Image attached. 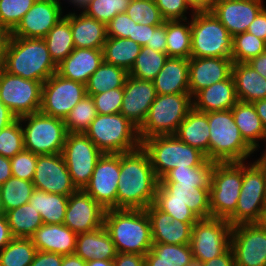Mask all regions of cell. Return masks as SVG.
<instances>
[{"label":"cell","mask_w":266,"mask_h":266,"mask_svg":"<svg viewBox=\"0 0 266 266\" xmlns=\"http://www.w3.org/2000/svg\"><path fill=\"white\" fill-rule=\"evenodd\" d=\"M119 177L117 209H146L154 202L159 179L142 146L120 153Z\"/></svg>","instance_id":"cell-1"},{"label":"cell","mask_w":266,"mask_h":266,"mask_svg":"<svg viewBox=\"0 0 266 266\" xmlns=\"http://www.w3.org/2000/svg\"><path fill=\"white\" fill-rule=\"evenodd\" d=\"M2 68L9 74L42 83L57 72L43 38L11 36Z\"/></svg>","instance_id":"cell-2"},{"label":"cell","mask_w":266,"mask_h":266,"mask_svg":"<svg viewBox=\"0 0 266 266\" xmlns=\"http://www.w3.org/2000/svg\"><path fill=\"white\" fill-rule=\"evenodd\" d=\"M104 228L118 253L146 255L153 245L151 224L145 209H108Z\"/></svg>","instance_id":"cell-3"},{"label":"cell","mask_w":266,"mask_h":266,"mask_svg":"<svg viewBox=\"0 0 266 266\" xmlns=\"http://www.w3.org/2000/svg\"><path fill=\"white\" fill-rule=\"evenodd\" d=\"M209 160L215 163L245 162L254 150L245 142L231 109L208 113Z\"/></svg>","instance_id":"cell-4"},{"label":"cell","mask_w":266,"mask_h":266,"mask_svg":"<svg viewBox=\"0 0 266 266\" xmlns=\"http://www.w3.org/2000/svg\"><path fill=\"white\" fill-rule=\"evenodd\" d=\"M151 166L160 180L173 168L202 166L208 159L198 149L179 140L175 135H157L141 142Z\"/></svg>","instance_id":"cell-5"},{"label":"cell","mask_w":266,"mask_h":266,"mask_svg":"<svg viewBox=\"0 0 266 266\" xmlns=\"http://www.w3.org/2000/svg\"><path fill=\"white\" fill-rule=\"evenodd\" d=\"M103 154H120L141 146L139 129L121 113L97 114L84 133Z\"/></svg>","instance_id":"cell-6"},{"label":"cell","mask_w":266,"mask_h":266,"mask_svg":"<svg viewBox=\"0 0 266 266\" xmlns=\"http://www.w3.org/2000/svg\"><path fill=\"white\" fill-rule=\"evenodd\" d=\"M266 211V164L243 162V182L235 212L227 219L231 226L262 223Z\"/></svg>","instance_id":"cell-7"},{"label":"cell","mask_w":266,"mask_h":266,"mask_svg":"<svg viewBox=\"0 0 266 266\" xmlns=\"http://www.w3.org/2000/svg\"><path fill=\"white\" fill-rule=\"evenodd\" d=\"M190 57L231 58L233 37L210 10L191 14Z\"/></svg>","instance_id":"cell-8"},{"label":"cell","mask_w":266,"mask_h":266,"mask_svg":"<svg viewBox=\"0 0 266 266\" xmlns=\"http://www.w3.org/2000/svg\"><path fill=\"white\" fill-rule=\"evenodd\" d=\"M191 109L190 93L157 94L146 120L139 129L141 142L157 135H174Z\"/></svg>","instance_id":"cell-9"},{"label":"cell","mask_w":266,"mask_h":266,"mask_svg":"<svg viewBox=\"0 0 266 266\" xmlns=\"http://www.w3.org/2000/svg\"><path fill=\"white\" fill-rule=\"evenodd\" d=\"M18 119L24 127L25 150L37 155L62 152L68 134L63 119L48 116L41 112L25 115ZM22 122L25 123V126Z\"/></svg>","instance_id":"cell-10"},{"label":"cell","mask_w":266,"mask_h":266,"mask_svg":"<svg viewBox=\"0 0 266 266\" xmlns=\"http://www.w3.org/2000/svg\"><path fill=\"white\" fill-rule=\"evenodd\" d=\"M243 182V162L215 163L210 184L211 217L228 219L236 210Z\"/></svg>","instance_id":"cell-11"},{"label":"cell","mask_w":266,"mask_h":266,"mask_svg":"<svg viewBox=\"0 0 266 266\" xmlns=\"http://www.w3.org/2000/svg\"><path fill=\"white\" fill-rule=\"evenodd\" d=\"M232 226L227 219H199L192 227L190 246L194 261L206 262L231 247Z\"/></svg>","instance_id":"cell-12"},{"label":"cell","mask_w":266,"mask_h":266,"mask_svg":"<svg viewBox=\"0 0 266 266\" xmlns=\"http://www.w3.org/2000/svg\"><path fill=\"white\" fill-rule=\"evenodd\" d=\"M42 84L9 74L0 68V101L17 119L40 112Z\"/></svg>","instance_id":"cell-13"},{"label":"cell","mask_w":266,"mask_h":266,"mask_svg":"<svg viewBox=\"0 0 266 266\" xmlns=\"http://www.w3.org/2000/svg\"><path fill=\"white\" fill-rule=\"evenodd\" d=\"M61 154L73 185L84 190L103 153L85 134L68 133Z\"/></svg>","instance_id":"cell-14"},{"label":"cell","mask_w":266,"mask_h":266,"mask_svg":"<svg viewBox=\"0 0 266 266\" xmlns=\"http://www.w3.org/2000/svg\"><path fill=\"white\" fill-rule=\"evenodd\" d=\"M85 95V84L54 73L42 84L40 112L65 120L71 109Z\"/></svg>","instance_id":"cell-15"},{"label":"cell","mask_w":266,"mask_h":266,"mask_svg":"<svg viewBox=\"0 0 266 266\" xmlns=\"http://www.w3.org/2000/svg\"><path fill=\"white\" fill-rule=\"evenodd\" d=\"M231 249L235 266H266V226L263 223L233 226Z\"/></svg>","instance_id":"cell-16"},{"label":"cell","mask_w":266,"mask_h":266,"mask_svg":"<svg viewBox=\"0 0 266 266\" xmlns=\"http://www.w3.org/2000/svg\"><path fill=\"white\" fill-rule=\"evenodd\" d=\"M120 154H103L84 190L105 210L117 209Z\"/></svg>","instance_id":"cell-17"},{"label":"cell","mask_w":266,"mask_h":266,"mask_svg":"<svg viewBox=\"0 0 266 266\" xmlns=\"http://www.w3.org/2000/svg\"><path fill=\"white\" fill-rule=\"evenodd\" d=\"M32 183L35 189L64 196L77 190L61 153L37 156Z\"/></svg>","instance_id":"cell-18"},{"label":"cell","mask_w":266,"mask_h":266,"mask_svg":"<svg viewBox=\"0 0 266 266\" xmlns=\"http://www.w3.org/2000/svg\"><path fill=\"white\" fill-rule=\"evenodd\" d=\"M105 211L85 190L77 189L68 197L63 224L76 234L91 232L103 226Z\"/></svg>","instance_id":"cell-19"},{"label":"cell","mask_w":266,"mask_h":266,"mask_svg":"<svg viewBox=\"0 0 266 266\" xmlns=\"http://www.w3.org/2000/svg\"><path fill=\"white\" fill-rule=\"evenodd\" d=\"M62 11L60 1L36 0L17 27L11 32V36L44 38L57 22L64 17Z\"/></svg>","instance_id":"cell-20"},{"label":"cell","mask_w":266,"mask_h":266,"mask_svg":"<svg viewBox=\"0 0 266 266\" xmlns=\"http://www.w3.org/2000/svg\"><path fill=\"white\" fill-rule=\"evenodd\" d=\"M264 0H215L209 9L234 37L247 31L257 14L265 7Z\"/></svg>","instance_id":"cell-21"},{"label":"cell","mask_w":266,"mask_h":266,"mask_svg":"<svg viewBox=\"0 0 266 266\" xmlns=\"http://www.w3.org/2000/svg\"><path fill=\"white\" fill-rule=\"evenodd\" d=\"M123 91L120 113L140 129L147 118L151 104L157 96L154 83L129 75Z\"/></svg>","instance_id":"cell-22"},{"label":"cell","mask_w":266,"mask_h":266,"mask_svg":"<svg viewBox=\"0 0 266 266\" xmlns=\"http://www.w3.org/2000/svg\"><path fill=\"white\" fill-rule=\"evenodd\" d=\"M232 66V58L190 57L189 93L191 97L216 82L228 79L232 75Z\"/></svg>","instance_id":"cell-23"},{"label":"cell","mask_w":266,"mask_h":266,"mask_svg":"<svg viewBox=\"0 0 266 266\" xmlns=\"http://www.w3.org/2000/svg\"><path fill=\"white\" fill-rule=\"evenodd\" d=\"M151 224L153 243L190 244L192 227L195 223H186L170 217L153 203L146 209Z\"/></svg>","instance_id":"cell-24"},{"label":"cell","mask_w":266,"mask_h":266,"mask_svg":"<svg viewBox=\"0 0 266 266\" xmlns=\"http://www.w3.org/2000/svg\"><path fill=\"white\" fill-rule=\"evenodd\" d=\"M103 62L102 49L74 48L57 65V74L63 78L86 84L89 77Z\"/></svg>","instance_id":"cell-25"},{"label":"cell","mask_w":266,"mask_h":266,"mask_svg":"<svg viewBox=\"0 0 266 266\" xmlns=\"http://www.w3.org/2000/svg\"><path fill=\"white\" fill-rule=\"evenodd\" d=\"M155 195H170V201L183 202L199 219L211 217L210 188L178 185V182H159Z\"/></svg>","instance_id":"cell-26"},{"label":"cell","mask_w":266,"mask_h":266,"mask_svg":"<svg viewBox=\"0 0 266 266\" xmlns=\"http://www.w3.org/2000/svg\"><path fill=\"white\" fill-rule=\"evenodd\" d=\"M77 235L64 224H42L30 239L38 251L71 255L75 252Z\"/></svg>","instance_id":"cell-27"},{"label":"cell","mask_w":266,"mask_h":266,"mask_svg":"<svg viewBox=\"0 0 266 266\" xmlns=\"http://www.w3.org/2000/svg\"><path fill=\"white\" fill-rule=\"evenodd\" d=\"M238 97L232 75L220 82L204 88L192 97V108L196 111L209 113L231 109Z\"/></svg>","instance_id":"cell-28"},{"label":"cell","mask_w":266,"mask_h":266,"mask_svg":"<svg viewBox=\"0 0 266 266\" xmlns=\"http://www.w3.org/2000/svg\"><path fill=\"white\" fill-rule=\"evenodd\" d=\"M153 83L158 95L189 93V59L168 57Z\"/></svg>","instance_id":"cell-29"},{"label":"cell","mask_w":266,"mask_h":266,"mask_svg":"<svg viewBox=\"0 0 266 266\" xmlns=\"http://www.w3.org/2000/svg\"><path fill=\"white\" fill-rule=\"evenodd\" d=\"M69 23L75 48L103 49L106 42V25L86 15L69 13Z\"/></svg>","instance_id":"cell-30"},{"label":"cell","mask_w":266,"mask_h":266,"mask_svg":"<svg viewBox=\"0 0 266 266\" xmlns=\"http://www.w3.org/2000/svg\"><path fill=\"white\" fill-rule=\"evenodd\" d=\"M117 250L110 235L104 226L77 235V242L74 254L85 262L98 260H114Z\"/></svg>","instance_id":"cell-31"},{"label":"cell","mask_w":266,"mask_h":266,"mask_svg":"<svg viewBox=\"0 0 266 266\" xmlns=\"http://www.w3.org/2000/svg\"><path fill=\"white\" fill-rule=\"evenodd\" d=\"M208 113L191 109L174 134L179 140L198 149L209 160Z\"/></svg>","instance_id":"cell-32"},{"label":"cell","mask_w":266,"mask_h":266,"mask_svg":"<svg viewBox=\"0 0 266 266\" xmlns=\"http://www.w3.org/2000/svg\"><path fill=\"white\" fill-rule=\"evenodd\" d=\"M239 101L250 102L266 99V79L248 63H235L232 66Z\"/></svg>","instance_id":"cell-33"},{"label":"cell","mask_w":266,"mask_h":266,"mask_svg":"<svg viewBox=\"0 0 266 266\" xmlns=\"http://www.w3.org/2000/svg\"><path fill=\"white\" fill-rule=\"evenodd\" d=\"M234 122L239 128L245 142L254 150H258L259 140H264L266 130L253 103L238 101L232 108Z\"/></svg>","instance_id":"cell-34"},{"label":"cell","mask_w":266,"mask_h":266,"mask_svg":"<svg viewBox=\"0 0 266 266\" xmlns=\"http://www.w3.org/2000/svg\"><path fill=\"white\" fill-rule=\"evenodd\" d=\"M68 197L34 189L29 203L40 213L43 224H63Z\"/></svg>","instance_id":"cell-35"},{"label":"cell","mask_w":266,"mask_h":266,"mask_svg":"<svg viewBox=\"0 0 266 266\" xmlns=\"http://www.w3.org/2000/svg\"><path fill=\"white\" fill-rule=\"evenodd\" d=\"M141 46L129 38L107 37L103 45V61L128 72L133 67Z\"/></svg>","instance_id":"cell-36"},{"label":"cell","mask_w":266,"mask_h":266,"mask_svg":"<svg viewBox=\"0 0 266 266\" xmlns=\"http://www.w3.org/2000/svg\"><path fill=\"white\" fill-rule=\"evenodd\" d=\"M128 76L129 72L124 68L103 61L85 84L86 94H100L123 88Z\"/></svg>","instance_id":"cell-37"},{"label":"cell","mask_w":266,"mask_h":266,"mask_svg":"<svg viewBox=\"0 0 266 266\" xmlns=\"http://www.w3.org/2000/svg\"><path fill=\"white\" fill-rule=\"evenodd\" d=\"M13 238H30L43 224L40 213L30 203L5 212Z\"/></svg>","instance_id":"cell-38"},{"label":"cell","mask_w":266,"mask_h":266,"mask_svg":"<svg viewBox=\"0 0 266 266\" xmlns=\"http://www.w3.org/2000/svg\"><path fill=\"white\" fill-rule=\"evenodd\" d=\"M188 22L187 24L183 23ZM166 54L189 59L191 55V19L166 20Z\"/></svg>","instance_id":"cell-39"},{"label":"cell","mask_w":266,"mask_h":266,"mask_svg":"<svg viewBox=\"0 0 266 266\" xmlns=\"http://www.w3.org/2000/svg\"><path fill=\"white\" fill-rule=\"evenodd\" d=\"M43 39L51 58L58 65L75 48L69 23V14L64 15Z\"/></svg>","instance_id":"cell-40"},{"label":"cell","mask_w":266,"mask_h":266,"mask_svg":"<svg viewBox=\"0 0 266 266\" xmlns=\"http://www.w3.org/2000/svg\"><path fill=\"white\" fill-rule=\"evenodd\" d=\"M193 261L190 244L153 243L145 255V262L167 263L171 266H188Z\"/></svg>","instance_id":"cell-41"},{"label":"cell","mask_w":266,"mask_h":266,"mask_svg":"<svg viewBox=\"0 0 266 266\" xmlns=\"http://www.w3.org/2000/svg\"><path fill=\"white\" fill-rule=\"evenodd\" d=\"M214 165L215 162L207 160L202 166L173 168L159 182H178V185H198V187L210 188Z\"/></svg>","instance_id":"cell-42"},{"label":"cell","mask_w":266,"mask_h":266,"mask_svg":"<svg viewBox=\"0 0 266 266\" xmlns=\"http://www.w3.org/2000/svg\"><path fill=\"white\" fill-rule=\"evenodd\" d=\"M168 55L142 46L136 61L129 71L131 77L153 81L164 66Z\"/></svg>","instance_id":"cell-43"},{"label":"cell","mask_w":266,"mask_h":266,"mask_svg":"<svg viewBox=\"0 0 266 266\" xmlns=\"http://www.w3.org/2000/svg\"><path fill=\"white\" fill-rule=\"evenodd\" d=\"M36 251L30 238H13L0 251V266H29Z\"/></svg>","instance_id":"cell-44"},{"label":"cell","mask_w":266,"mask_h":266,"mask_svg":"<svg viewBox=\"0 0 266 266\" xmlns=\"http://www.w3.org/2000/svg\"><path fill=\"white\" fill-rule=\"evenodd\" d=\"M34 189L32 181L11 176L0 186L5 212L29 203V199L31 198Z\"/></svg>","instance_id":"cell-45"},{"label":"cell","mask_w":266,"mask_h":266,"mask_svg":"<svg viewBox=\"0 0 266 266\" xmlns=\"http://www.w3.org/2000/svg\"><path fill=\"white\" fill-rule=\"evenodd\" d=\"M97 114L92 97L86 94L65 118L67 132L84 134Z\"/></svg>","instance_id":"cell-46"},{"label":"cell","mask_w":266,"mask_h":266,"mask_svg":"<svg viewBox=\"0 0 266 266\" xmlns=\"http://www.w3.org/2000/svg\"><path fill=\"white\" fill-rule=\"evenodd\" d=\"M265 51L266 42L247 31L233 37L231 58L235 63H247Z\"/></svg>","instance_id":"cell-47"},{"label":"cell","mask_w":266,"mask_h":266,"mask_svg":"<svg viewBox=\"0 0 266 266\" xmlns=\"http://www.w3.org/2000/svg\"><path fill=\"white\" fill-rule=\"evenodd\" d=\"M131 1L90 0L82 12L107 25L117 14L125 13Z\"/></svg>","instance_id":"cell-48"},{"label":"cell","mask_w":266,"mask_h":266,"mask_svg":"<svg viewBox=\"0 0 266 266\" xmlns=\"http://www.w3.org/2000/svg\"><path fill=\"white\" fill-rule=\"evenodd\" d=\"M125 13L142 25L159 26L165 22L155 0H132Z\"/></svg>","instance_id":"cell-49"},{"label":"cell","mask_w":266,"mask_h":266,"mask_svg":"<svg viewBox=\"0 0 266 266\" xmlns=\"http://www.w3.org/2000/svg\"><path fill=\"white\" fill-rule=\"evenodd\" d=\"M36 0H0V25L12 32Z\"/></svg>","instance_id":"cell-50"},{"label":"cell","mask_w":266,"mask_h":266,"mask_svg":"<svg viewBox=\"0 0 266 266\" xmlns=\"http://www.w3.org/2000/svg\"><path fill=\"white\" fill-rule=\"evenodd\" d=\"M24 150L23 127L19 119L0 131V155L13 158Z\"/></svg>","instance_id":"cell-51"},{"label":"cell","mask_w":266,"mask_h":266,"mask_svg":"<svg viewBox=\"0 0 266 266\" xmlns=\"http://www.w3.org/2000/svg\"><path fill=\"white\" fill-rule=\"evenodd\" d=\"M153 204L173 219L181 222L196 223L199 218L189 207L180 201H170V195H155Z\"/></svg>","instance_id":"cell-52"},{"label":"cell","mask_w":266,"mask_h":266,"mask_svg":"<svg viewBox=\"0 0 266 266\" xmlns=\"http://www.w3.org/2000/svg\"><path fill=\"white\" fill-rule=\"evenodd\" d=\"M87 95L92 97L98 114L110 115L120 113L124 95L123 88L108 90L100 94Z\"/></svg>","instance_id":"cell-53"},{"label":"cell","mask_w":266,"mask_h":266,"mask_svg":"<svg viewBox=\"0 0 266 266\" xmlns=\"http://www.w3.org/2000/svg\"><path fill=\"white\" fill-rule=\"evenodd\" d=\"M37 154L23 150L10 159L12 176L33 181L37 163Z\"/></svg>","instance_id":"cell-54"},{"label":"cell","mask_w":266,"mask_h":266,"mask_svg":"<svg viewBox=\"0 0 266 266\" xmlns=\"http://www.w3.org/2000/svg\"><path fill=\"white\" fill-rule=\"evenodd\" d=\"M162 17L166 20H187L185 13L191 8L192 13L195 10L186 0H155Z\"/></svg>","instance_id":"cell-55"},{"label":"cell","mask_w":266,"mask_h":266,"mask_svg":"<svg viewBox=\"0 0 266 266\" xmlns=\"http://www.w3.org/2000/svg\"><path fill=\"white\" fill-rule=\"evenodd\" d=\"M133 23H135L126 13L117 14L107 25V37L128 38L132 36Z\"/></svg>","instance_id":"cell-56"},{"label":"cell","mask_w":266,"mask_h":266,"mask_svg":"<svg viewBox=\"0 0 266 266\" xmlns=\"http://www.w3.org/2000/svg\"><path fill=\"white\" fill-rule=\"evenodd\" d=\"M158 26L142 25L140 23H133L132 39L134 42L138 43L141 47L145 45H151L152 33Z\"/></svg>","instance_id":"cell-57"},{"label":"cell","mask_w":266,"mask_h":266,"mask_svg":"<svg viewBox=\"0 0 266 266\" xmlns=\"http://www.w3.org/2000/svg\"><path fill=\"white\" fill-rule=\"evenodd\" d=\"M62 261L63 255L61 254L37 250L29 266H61Z\"/></svg>","instance_id":"cell-58"},{"label":"cell","mask_w":266,"mask_h":266,"mask_svg":"<svg viewBox=\"0 0 266 266\" xmlns=\"http://www.w3.org/2000/svg\"><path fill=\"white\" fill-rule=\"evenodd\" d=\"M113 266H145V256L137 253H117Z\"/></svg>","instance_id":"cell-59"},{"label":"cell","mask_w":266,"mask_h":266,"mask_svg":"<svg viewBox=\"0 0 266 266\" xmlns=\"http://www.w3.org/2000/svg\"><path fill=\"white\" fill-rule=\"evenodd\" d=\"M247 32L266 42V7H264L249 25Z\"/></svg>","instance_id":"cell-60"},{"label":"cell","mask_w":266,"mask_h":266,"mask_svg":"<svg viewBox=\"0 0 266 266\" xmlns=\"http://www.w3.org/2000/svg\"><path fill=\"white\" fill-rule=\"evenodd\" d=\"M155 51L166 53V21L152 33L151 45H145Z\"/></svg>","instance_id":"cell-61"},{"label":"cell","mask_w":266,"mask_h":266,"mask_svg":"<svg viewBox=\"0 0 266 266\" xmlns=\"http://www.w3.org/2000/svg\"><path fill=\"white\" fill-rule=\"evenodd\" d=\"M202 266H235L231 247L222 255L202 263Z\"/></svg>","instance_id":"cell-62"},{"label":"cell","mask_w":266,"mask_h":266,"mask_svg":"<svg viewBox=\"0 0 266 266\" xmlns=\"http://www.w3.org/2000/svg\"><path fill=\"white\" fill-rule=\"evenodd\" d=\"M13 239L6 216H0V251Z\"/></svg>","instance_id":"cell-63"},{"label":"cell","mask_w":266,"mask_h":266,"mask_svg":"<svg viewBox=\"0 0 266 266\" xmlns=\"http://www.w3.org/2000/svg\"><path fill=\"white\" fill-rule=\"evenodd\" d=\"M11 37V32L5 27L0 25V68L3 67L5 52L9 39Z\"/></svg>","instance_id":"cell-64"},{"label":"cell","mask_w":266,"mask_h":266,"mask_svg":"<svg viewBox=\"0 0 266 266\" xmlns=\"http://www.w3.org/2000/svg\"><path fill=\"white\" fill-rule=\"evenodd\" d=\"M247 63L266 79V51L252 58Z\"/></svg>","instance_id":"cell-65"},{"label":"cell","mask_w":266,"mask_h":266,"mask_svg":"<svg viewBox=\"0 0 266 266\" xmlns=\"http://www.w3.org/2000/svg\"><path fill=\"white\" fill-rule=\"evenodd\" d=\"M12 176L10 159L0 155V186Z\"/></svg>","instance_id":"cell-66"},{"label":"cell","mask_w":266,"mask_h":266,"mask_svg":"<svg viewBox=\"0 0 266 266\" xmlns=\"http://www.w3.org/2000/svg\"><path fill=\"white\" fill-rule=\"evenodd\" d=\"M16 119L9 108L0 101V126H9Z\"/></svg>","instance_id":"cell-67"},{"label":"cell","mask_w":266,"mask_h":266,"mask_svg":"<svg viewBox=\"0 0 266 266\" xmlns=\"http://www.w3.org/2000/svg\"><path fill=\"white\" fill-rule=\"evenodd\" d=\"M195 11L209 10L215 0H186Z\"/></svg>","instance_id":"cell-68"},{"label":"cell","mask_w":266,"mask_h":266,"mask_svg":"<svg viewBox=\"0 0 266 266\" xmlns=\"http://www.w3.org/2000/svg\"><path fill=\"white\" fill-rule=\"evenodd\" d=\"M253 105L266 130V99L254 101Z\"/></svg>","instance_id":"cell-69"},{"label":"cell","mask_w":266,"mask_h":266,"mask_svg":"<svg viewBox=\"0 0 266 266\" xmlns=\"http://www.w3.org/2000/svg\"><path fill=\"white\" fill-rule=\"evenodd\" d=\"M61 266H86V262L75 254L63 255Z\"/></svg>","instance_id":"cell-70"},{"label":"cell","mask_w":266,"mask_h":266,"mask_svg":"<svg viewBox=\"0 0 266 266\" xmlns=\"http://www.w3.org/2000/svg\"><path fill=\"white\" fill-rule=\"evenodd\" d=\"M86 266H113V260L94 259L86 262Z\"/></svg>","instance_id":"cell-71"},{"label":"cell","mask_w":266,"mask_h":266,"mask_svg":"<svg viewBox=\"0 0 266 266\" xmlns=\"http://www.w3.org/2000/svg\"><path fill=\"white\" fill-rule=\"evenodd\" d=\"M67 1L75 5V7L81 8L83 10L90 0H67Z\"/></svg>","instance_id":"cell-72"},{"label":"cell","mask_w":266,"mask_h":266,"mask_svg":"<svg viewBox=\"0 0 266 266\" xmlns=\"http://www.w3.org/2000/svg\"><path fill=\"white\" fill-rule=\"evenodd\" d=\"M145 266H171L167 263L145 262Z\"/></svg>","instance_id":"cell-73"},{"label":"cell","mask_w":266,"mask_h":266,"mask_svg":"<svg viewBox=\"0 0 266 266\" xmlns=\"http://www.w3.org/2000/svg\"><path fill=\"white\" fill-rule=\"evenodd\" d=\"M5 215V209L3 206V201H2V195H1V191H0V216Z\"/></svg>","instance_id":"cell-74"},{"label":"cell","mask_w":266,"mask_h":266,"mask_svg":"<svg viewBox=\"0 0 266 266\" xmlns=\"http://www.w3.org/2000/svg\"><path fill=\"white\" fill-rule=\"evenodd\" d=\"M265 142H266V137H265ZM258 161L261 162V163L266 164V149H265L263 155L260 156V158L258 159Z\"/></svg>","instance_id":"cell-75"},{"label":"cell","mask_w":266,"mask_h":266,"mask_svg":"<svg viewBox=\"0 0 266 266\" xmlns=\"http://www.w3.org/2000/svg\"><path fill=\"white\" fill-rule=\"evenodd\" d=\"M188 266H202L201 262H197V261H193L191 264H189Z\"/></svg>","instance_id":"cell-76"},{"label":"cell","mask_w":266,"mask_h":266,"mask_svg":"<svg viewBox=\"0 0 266 266\" xmlns=\"http://www.w3.org/2000/svg\"><path fill=\"white\" fill-rule=\"evenodd\" d=\"M262 223L266 226V211Z\"/></svg>","instance_id":"cell-77"},{"label":"cell","mask_w":266,"mask_h":266,"mask_svg":"<svg viewBox=\"0 0 266 266\" xmlns=\"http://www.w3.org/2000/svg\"><path fill=\"white\" fill-rule=\"evenodd\" d=\"M5 127H7V126H0V131H1L3 128H5Z\"/></svg>","instance_id":"cell-78"}]
</instances>
